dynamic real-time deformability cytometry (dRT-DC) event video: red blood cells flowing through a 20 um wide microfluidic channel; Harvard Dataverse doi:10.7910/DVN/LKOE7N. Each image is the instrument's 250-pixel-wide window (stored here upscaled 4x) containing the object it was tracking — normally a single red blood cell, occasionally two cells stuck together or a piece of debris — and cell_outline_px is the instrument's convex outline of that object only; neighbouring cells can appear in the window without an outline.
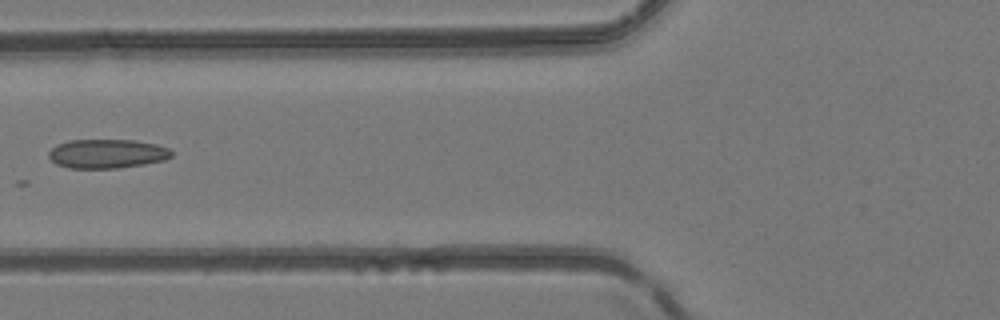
{"species": "common noctule bat (a hibernating species)", "species_latin": "Nyctalus noctula", "temperature_condition": "room temperature", "stored_images_in_passage": 4, "camera_frame_rate_fps": 3000, "um_per_image_px": 0.085, "animal": {"sex": "female", "body_mass_g": 24.6, "forearm_length_mm": 56.2}, "frame": {"image": 1, "passage_image": 4, "time_ms": 4.333, "image_size_px": [1000, 320], "cell_outline_px": [[172, 156], [164, 160], [144, 164], [116, 168], [68, 168], [56, 164], [48, 156], [48, 152], [56, 144], [68, 140], [132, 140], [156, 144], [168, 148], [172, 152]], "centroid_in_image_um": [9.07, 13.06], "position_along_channel_um": 116.7, "area_um2": 20.81}}